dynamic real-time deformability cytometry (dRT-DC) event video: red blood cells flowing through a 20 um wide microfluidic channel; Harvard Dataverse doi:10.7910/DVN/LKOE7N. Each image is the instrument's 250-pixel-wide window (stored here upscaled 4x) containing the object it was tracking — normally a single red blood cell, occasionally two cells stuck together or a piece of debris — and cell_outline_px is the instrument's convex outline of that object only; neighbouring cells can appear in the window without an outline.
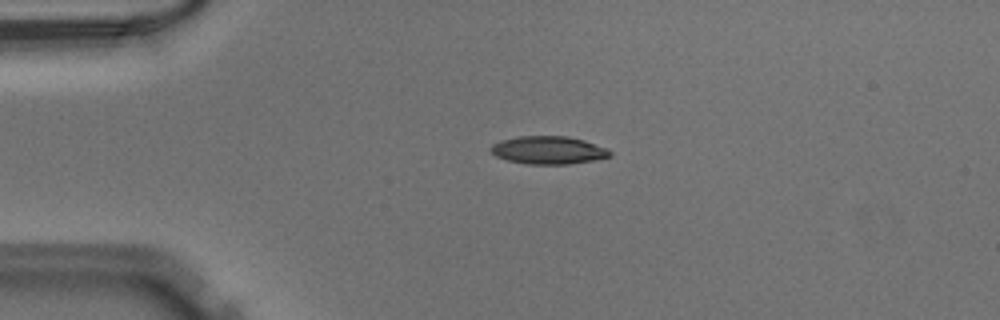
{"species": "Egyptian fruit bat (a non-hibernating species)", "species_latin": "Rousettus aegyptiacus", "temperature_condition": "warm", "stored_images_in_passage": 40, "camera_frame_rate_fps": 3000, "um_per_image_px": 0.085, "animal": {"sex": "male"}, "frame": {"image": 1, "passage_image": 1, "time_ms": 0.0, "image_size_px": [1000, 320], "cell_outline_px": [[612, 156], [592, 160], [568, 164], [528, 164], [508, 160], [496, 156], [488, 148], [492, 144], [500, 140], [520, 136], [568, 136], [584, 140], [608, 148], [612, 152]], "centroid_in_image_um": [46.62, 12.75], "position_along_channel_um": 38.4, "area_um2": 19.42}}
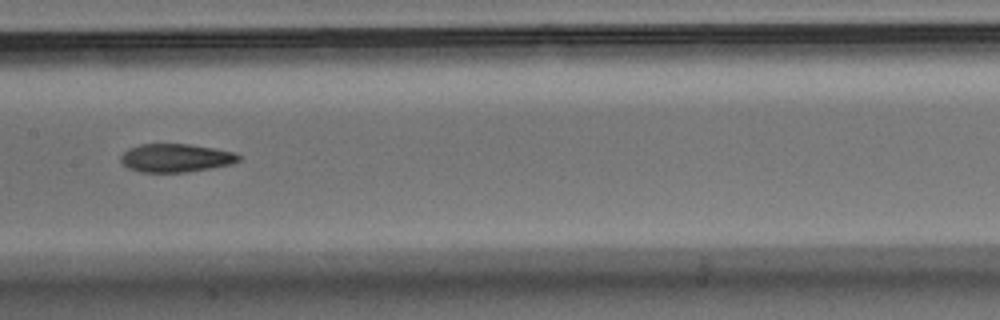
{"frame": {"image": 2, "passage_image": 15, "time_ms": 4.667, "image_size_px": [1000, 320], "cell_outline_px": [[240, 160], [232, 164], [188, 172], [140, 172], [128, 168], [120, 160], [120, 156], [128, 148], [140, 144], [188, 144], [236, 152], [240, 156]], "centroid_in_image_um": [14.94, 13.42], "position_along_channel_um": 192.5, "area_um2": 19.48}}
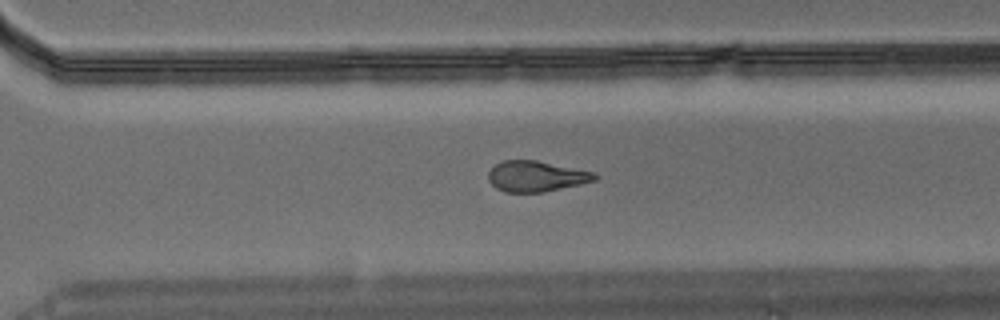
{"frame": {"image": 3, "passage_image": 25, "time_ms": 8.0, "image_size_px": [1000, 320], "cell_outline_px": [[596, 180], [580, 184], [544, 192], [504, 192], [496, 188], [488, 180], [488, 172], [496, 164], [504, 160], [536, 160], [596, 172]], "centroid_in_image_um": [45.57, 14.98], "position_along_channel_um": 325.0, "area_um2": 19.02}}